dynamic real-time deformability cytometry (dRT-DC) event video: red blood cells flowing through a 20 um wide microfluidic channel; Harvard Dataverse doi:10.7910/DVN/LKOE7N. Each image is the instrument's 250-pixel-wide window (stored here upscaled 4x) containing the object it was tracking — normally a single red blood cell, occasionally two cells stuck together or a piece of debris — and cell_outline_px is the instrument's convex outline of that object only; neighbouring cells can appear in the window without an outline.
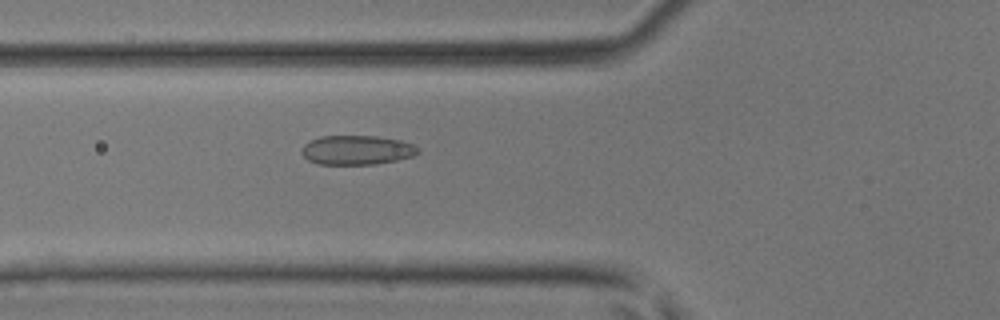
{"species": "common noctule bat (a hibernating species)", "species_latin": "Nyctalus noctula", "temperature_condition": "room temperature", "stored_images_in_passage": 47, "camera_frame_rate_fps": 3000, "um_per_image_px": 0.085, "animal": {"sex": "male", "body_mass_g": 17.9, "forearm_length_mm": 54.2}, "frame": {"image": 1, "passage_image": 18, "time_ms": 5.667, "image_size_px": [1000, 320], "cell_outline_px": [[420, 152], [412, 156], [396, 160], [376, 164], [316, 164], [308, 160], [300, 152], [304, 144], [320, 136], [380, 136], [400, 140], [412, 144], [420, 148]], "centroid_in_image_um": [30.33, 12.75], "position_along_channel_um": 95.5, "area_um2": 19.94}}
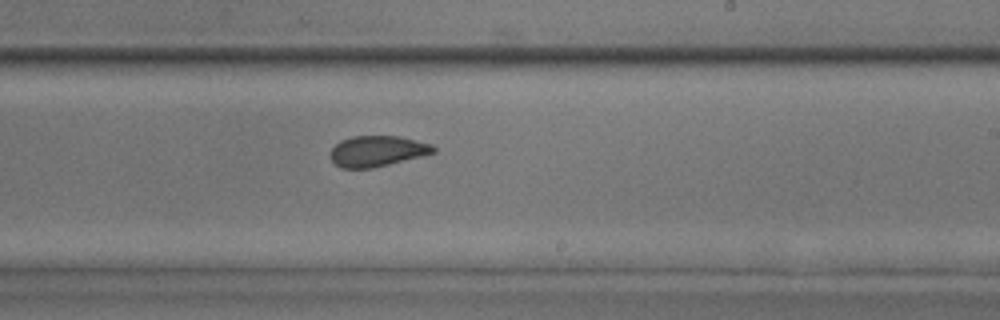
{"frame": {"image": 2, "passage_image": 29, "time_ms": 9.333, "image_size_px": [1000, 320], "cell_outline_px": [[436, 152], [372, 168], [340, 168], [328, 156], [328, 152], [340, 140], [352, 136], [400, 136], [432, 144], [436, 148]], "centroid_in_image_um": [32.02, 12.83], "position_along_channel_um": 257.0, "area_um2": 18.5}}
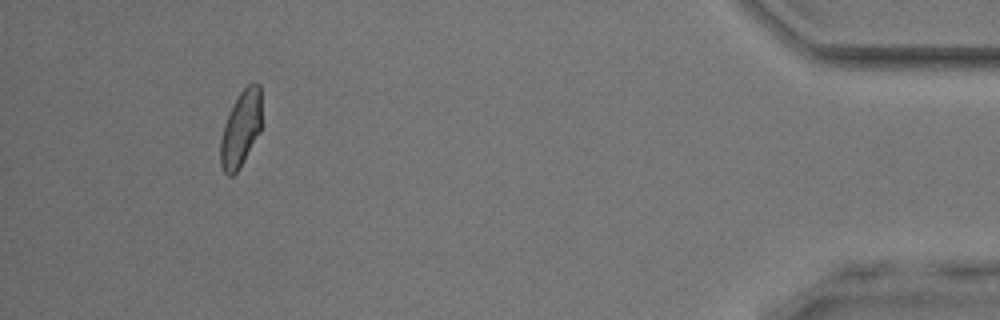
{"frame": {"image": 3, "passage_image": 44, "time_ms": 14.333, "image_size_px": [1000, 320], "cell_outline_px": [[260, 132], [240, 168], [232, 176], [228, 176], [224, 172], [220, 164], [220, 140], [224, 124], [240, 92], [252, 80], [260, 84]], "centroid_in_image_um": [20.46, 10.97], "position_along_channel_um": 414.7, "area_um2": 18.09}}